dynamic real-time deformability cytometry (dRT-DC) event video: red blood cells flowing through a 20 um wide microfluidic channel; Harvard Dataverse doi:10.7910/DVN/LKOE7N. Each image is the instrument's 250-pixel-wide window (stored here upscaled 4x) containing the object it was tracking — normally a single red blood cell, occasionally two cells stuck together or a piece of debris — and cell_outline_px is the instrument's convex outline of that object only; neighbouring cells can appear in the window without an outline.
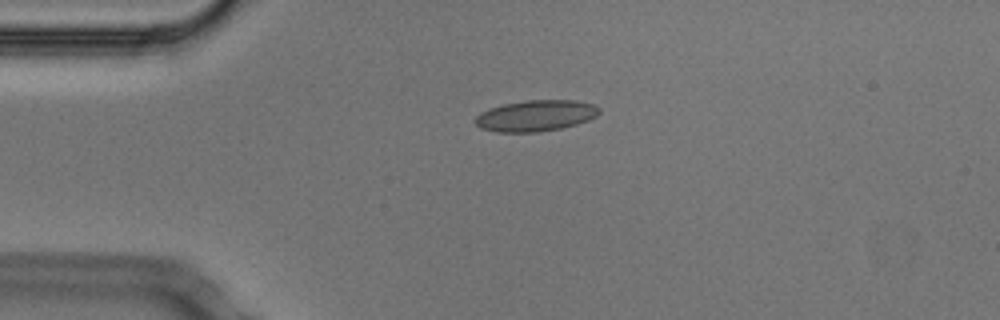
{"species": "Egyptian fruit bat (a non-hibernating species)", "species_latin": "Rousettus aegyptiacus", "temperature_condition": "cold", "stored_images_in_passage": 42, "camera_frame_rate_fps": 3000, "um_per_image_px": 0.085, "animal": {"sex": "male"}, "frame": {"image": 1, "passage_image": 1, "time_ms": 0.0, "image_size_px": [1000, 320], "cell_outline_px": [[600, 112], [596, 116], [588, 120], [576, 124], [560, 128], [536, 132], [496, 132], [480, 128], [472, 120], [480, 112], [488, 108], [504, 104], [524, 100], [576, 100], [592, 104], [600, 108]], "centroid_in_image_um": [45.49, 9.83], "position_along_channel_um": 39.5, "area_um2": 22.6}}
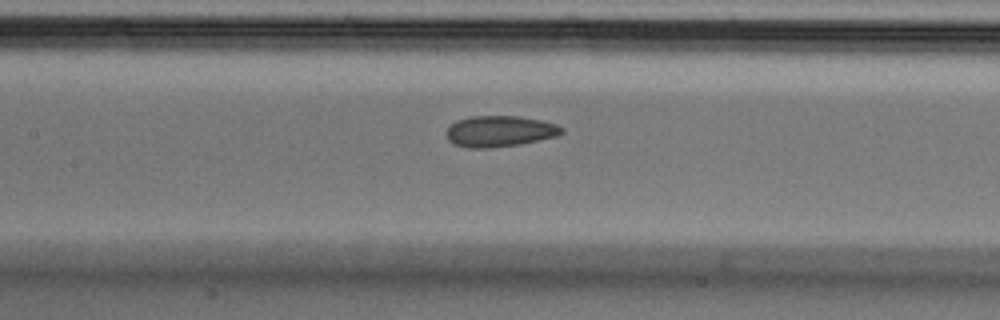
{"frame": {"image": 2, "passage_image": 13, "time_ms": 4.0, "image_size_px": [1000, 320], "cell_outline_px": [[564, 132], [556, 136], [520, 144], [492, 148], [468, 148], [456, 144], [448, 140], [448, 128], [456, 120], [472, 116], [520, 116], [540, 120], [556, 124], [564, 128]], "centroid_in_image_um": [42.5, 11.15], "position_along_channel_um": 164.9, "area_um2": 20.75}}
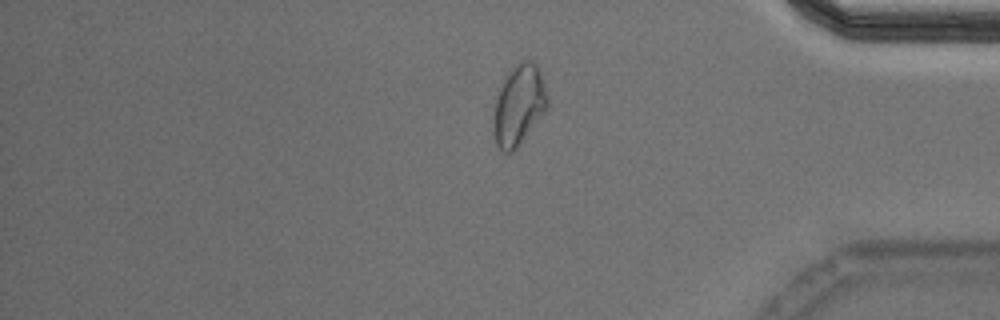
{"frame": {"image": 3, "passage_image": 33, "time_ms": 10.667, "image_size_px": [1000, 320], "cell_outline_px": [[548, 104], [516, 148], [512, 152], [504, 152], [496, 144], [492, 132], [492, 108], [500, 88], [508, 72], [520, 60], [532, 60], [536, 64], [540, 72], [548, 96]], "centroid_in_image_um": [44.04, 8.91], "position_along_channel_um": 391.2, "area_um2": 24.97}, "authors_computed_cell_mechanics": {"area_um2": 21.2704, "velocity_mm_per_s": 3.746, "shape_relaxation_time_tau1_ms": 7.0798, "shape_relaxation_time_tau2_ms": 1.991, "deformation_change_tau1": 0.1263, "deformation_change_tau2": 0.0736}}